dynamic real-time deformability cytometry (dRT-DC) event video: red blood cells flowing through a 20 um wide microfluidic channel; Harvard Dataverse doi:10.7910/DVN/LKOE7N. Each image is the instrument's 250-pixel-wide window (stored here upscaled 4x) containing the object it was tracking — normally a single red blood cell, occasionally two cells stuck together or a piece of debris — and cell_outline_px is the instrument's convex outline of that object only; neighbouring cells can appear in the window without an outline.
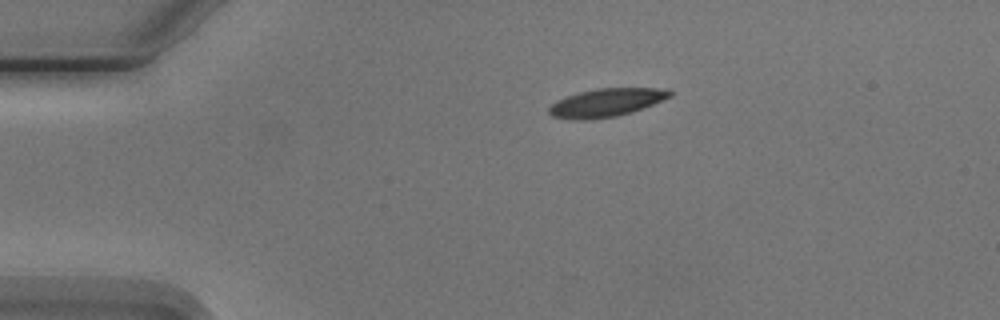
{"species": "Egyptian fruit bat (a non-hibernating species)", "species_latin": "Rousettus aegyptiacus", "temperature_condition": "cold", "stored_images_in_passage": 3, "camera_frame_rate_fps": 3000, "um_per_image_px": 0.085, "animal": {"sex": "male"}, "frame": {"image": 1, "passage_image": 1, "time_ms": 0.0, "image_size_px": [1000, 320], "cell_outline_px": [[672, 96], [632, 112], [616, 116], [584, 120], [572, 120], [552, 116], [548, 112], [548, 108], [556, 100], [580, 92], [596, 88], [668, 88], [672, 92]], "centroid_in_image_um": [51.53, 8.72], "position_along_channel_um": 33.5, "area_um2": 19.83}}
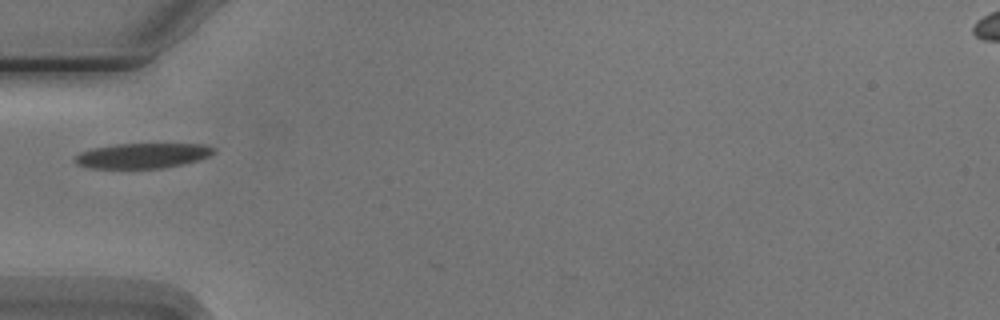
{"frame": {"image": 2, "passage_image": 3, "time_ms": 2.333, "image_size_px": [1000, 320], "cell_outline_px": [[216, 152], [208, 156], [196, 160], [180, 164], [160, 168], [92, 168], [76, 164], [72, 160], [80, 152], [92, 148], [116, 144], [208, 144], [216, 148]], "centroid_in_image_um": [12.1, 13.22], "position_along_channel_um": 72.9, "area_um2": 20.23}}